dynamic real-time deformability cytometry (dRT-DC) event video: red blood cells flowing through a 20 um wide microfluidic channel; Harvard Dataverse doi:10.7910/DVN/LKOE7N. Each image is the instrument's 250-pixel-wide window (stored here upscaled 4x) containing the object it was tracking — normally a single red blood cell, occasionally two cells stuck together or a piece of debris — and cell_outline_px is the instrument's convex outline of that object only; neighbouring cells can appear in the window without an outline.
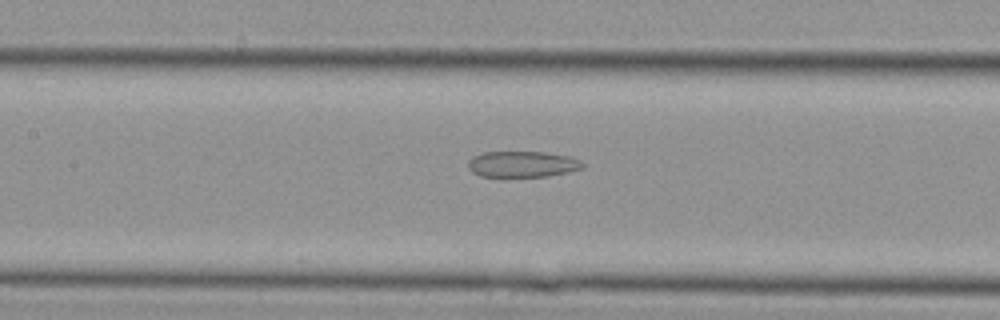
{"species": "Egyptian fruit bat (a non-hibernating species)", "species_latin": "Rousettus aegyptiacus", "temperature_condition": "cold", "stored_images_in_passage": 19, "camera_frame_rate_fps": 3000, "um_per_image_px": 0.085, "animal": {"sex": "female"}, "frame": {"image": 1, "passage_image": 5, "time_ms": 1.333, "image_size_px": [1000, 320], "cell_outline_px": [[584, 168], [568, 172], [544, 176], [480, 176], [472, 172], [468, 168], [468, 160], [472, 156], [484, 152], [544, 152], [568, 156], [580, 160], [584, 164]], "centroid_in_image_um": [44.38, 13.95], "position_along_channel_um": 163.0, "area_um2": 17.28}}
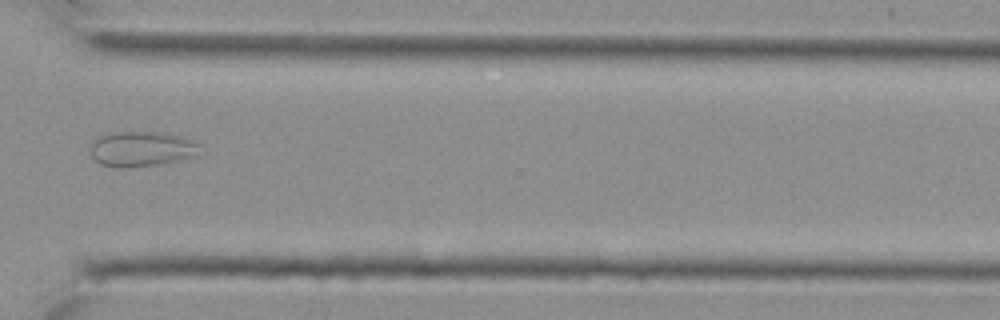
{"frame": {"image": 2, "passage_image": 14, "time_ms": 4.333, "image_size_px": [1000, 320], "cell_outline_px": [[200, 144], [192, 156], [160, 164], [124, 168], [100, 164], [92, 156], [88, 148], [88, 144], [96, 136], [104, 132], [160, 132], [180, 136], [192, 140]], "centroid_in_image_um": [11.89, 12.63], "position_along_channel_um": 358.7, "area_um2": 22.48}}
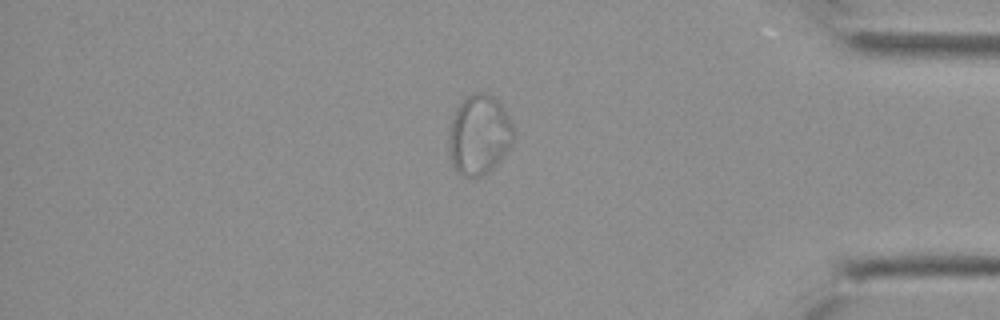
{"frame": {"image": 3, "passage_image": 17, "time_ms": 5.333, "image_size_px": [1000, 320], "cell_outline_px": [[516, 136], [508, 152], [488, 172], [472, 180], [460, 176], [452, 164], [448, 148], [448, 136], [452, 120], [456, 108], [472, 92], [488, 92], [504, 108], [516, 132]], "centroid_in_image_um": [40.74, 11.5], "position_along_channel_um": 394.5, "area_um2": 30.69}}